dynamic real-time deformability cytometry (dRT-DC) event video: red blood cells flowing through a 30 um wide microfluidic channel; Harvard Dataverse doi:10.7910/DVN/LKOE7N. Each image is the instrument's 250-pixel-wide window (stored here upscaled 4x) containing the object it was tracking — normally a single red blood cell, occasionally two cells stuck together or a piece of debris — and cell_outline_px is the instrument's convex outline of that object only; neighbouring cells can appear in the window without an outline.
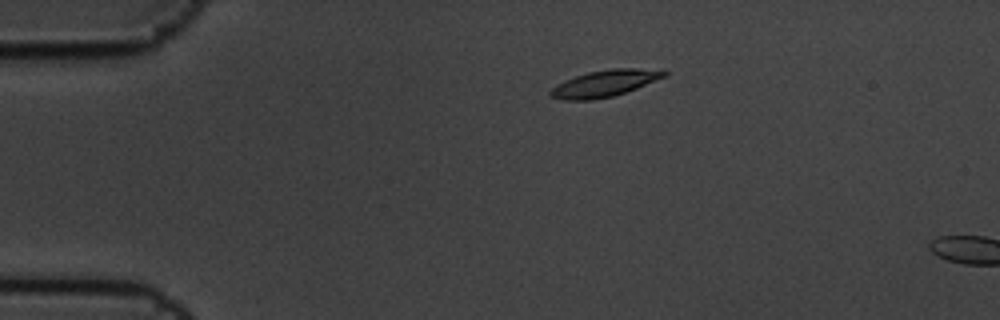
{"species": "common noctule bat (a hibernating species)", "species_latin": "Nyctalus noctula", "temperature_condition": "cold", "stored_images_in_passage": 4, "camera_frame_rate_fps": 3000, "um_per_image_px": 0.085, "animal": {"sex": "male", "body_mass_g": 19.5, "forearm_length_mm": 54.6}, "frame": {"image": 1, "passage_image": 3, "time_ms": 0.667, "image_size_px": [1000, 320], "cell_outline_px": [[668, 76], [636, 88], [612, 96], [592, 100], [564, 100], [548, 96], [548, 92], [556, 84], [564, 80], [588, 72], [612, 68], [664, 68], [668, 72]], "centroid_in_image_um": [51.44, 7.07], "position_along_channel_um": 33.6, "area_um2": 17.92}}